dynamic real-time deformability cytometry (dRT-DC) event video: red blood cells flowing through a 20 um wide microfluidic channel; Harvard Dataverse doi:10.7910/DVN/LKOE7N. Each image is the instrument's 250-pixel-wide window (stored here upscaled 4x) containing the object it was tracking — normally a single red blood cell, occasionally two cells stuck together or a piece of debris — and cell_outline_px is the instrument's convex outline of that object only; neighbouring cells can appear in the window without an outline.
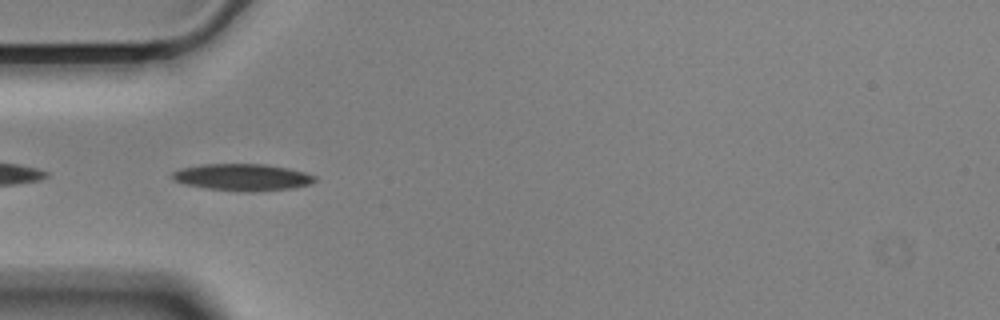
{"species": "Egyptian fruit bat (a non-hibernating species)", "species_latin": "Rousettus aegyptiacus", "temperature_condition": "cold", "stored_images_in_passage": 41, "camera_frame_rate_fps": 3000, "um_per_image_px": 0.085, "animal": {"sex": "male"}, "frame": {"image": 1, "passage_image": 2, "time_ms": 0.333, "image_size_px": [1000, 320], "cell_outline_px": [[316, 180], [308, 184], [292, 188], [252, 192], [204, 188], [184, 184], [172, 180], [172, 172], [180, 168], [200, 164], [264, 164], [288, 168], [304, 172], [316, 176]], "centroid_in_image_um": [20.56, 15.06], "position_along_channel_um": 64.4, "area_um2": 22.31}}
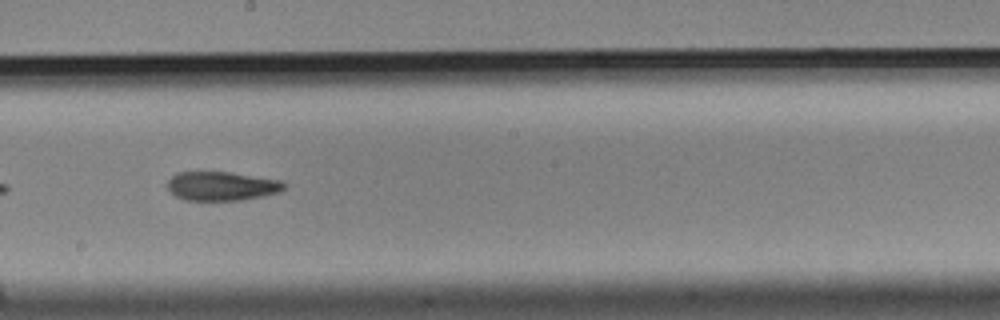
{"frame": {"image": 2, "passage_image": 16, "time_ms": 5.0, "image_size_px": [1000, 320], "cell_outline_px": [[288, 184], [280, 192], [264, 196], [240, 200], [184, 200], [176, 196], [168, 188], [168, 180], [176, 172], [228, 172], [280, 180]], "centroid_in_image_um": [18.86, 15.82], "position_along_channel_um": 229.3, "area_um2": 19.65}}
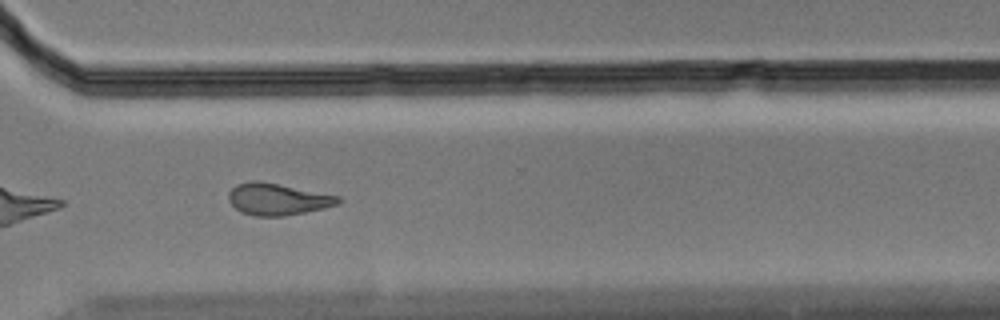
{"frame": {"image": 3, "passage_image": 26, "time_ms": 8.333, "image_size_px": [1000, 320], "cell_outline_px": [[344, 200], [340, 204], [324, 208], [284, 216], [252, 216], [240, 212], [228, 200], [228, 192], [236, 184], [252, 180], [256, 180], [340, 196]], "centroid_in_image_um": [23.59, 16.94], "position_along_channel_um": 347.0, "area_um2": 20.35}, "authors_computed_cell_mechanics": {"area_um2": 20.808, "velocity_mm_per_s": 3.5332, "shape_relaxation_time_tau1_ms": 3.9417, "shape_relaxation_time_tau2_ms": 4.204, "deformation_change_tau1": 0.1464, "deformation_change_tau2": 0.1239}}